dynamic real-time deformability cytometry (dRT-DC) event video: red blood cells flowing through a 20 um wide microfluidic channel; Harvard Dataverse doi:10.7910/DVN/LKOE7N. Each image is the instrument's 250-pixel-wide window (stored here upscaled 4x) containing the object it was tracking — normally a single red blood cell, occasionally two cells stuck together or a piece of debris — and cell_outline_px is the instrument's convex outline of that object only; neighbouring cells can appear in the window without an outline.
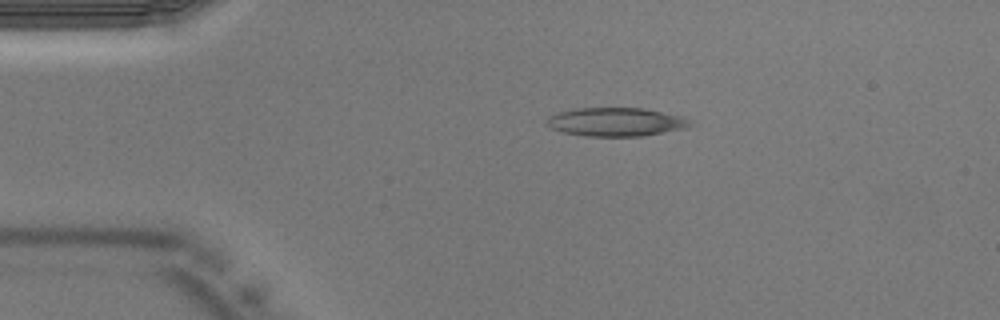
{"species": "Egyptian fruit bat (a non-hibernating species)", "species_latin": "Rousettus aegyptiacus", "temperature_condition": "warm", "stored_images_in_passage": 37, "camera_frame_rate_fps": 3000, "um_per_image_px": 0.085, "animal": {"sex": "male"}, "frame": {"image": 1, "passage_image": 6, "time_ms": 1.667, "image_size_px": [1000, 320], "cell_outline_px": [[696, 124], [684, 128], [644, 136], [584, 136], [564, 132], [552, 128], [544, 124], [548, 116], [556, 112], [576, 108], [644, 108], [684, 116]], "centroid_in_image_um": [52.36, 10.36], "position_along_channel_um": 32.6, "area_um2": 24.16}}
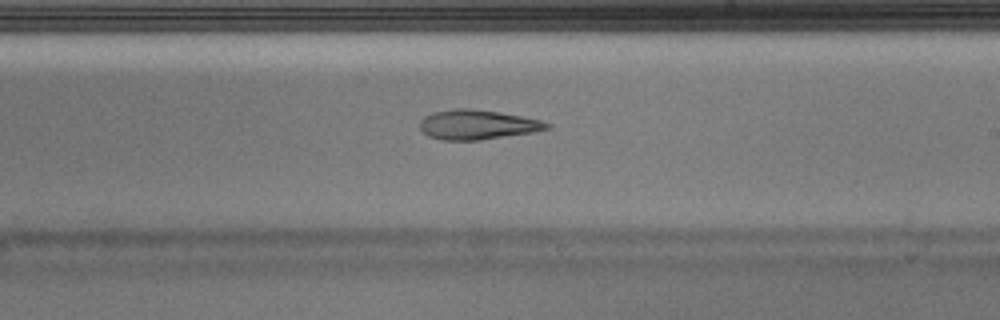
{"frame": {"image": 2, "passage_image": 22, "time_ms": 7.0, "image_size_px": [1000, 320], "cell_outline_px": [[552, 128], [532, 132], [480, 140], [444, 140], [428, 136], [420, 128], [420, 120], [424, 116], [436, 112], [456, 108], [468, 108], [496, 112], [520, 116], [540, 120], [552, 124]], "centroid_in_image_um": [40.58, 10.6], "position_along_channel_um": 248.4, "area_um2": 21.68}}
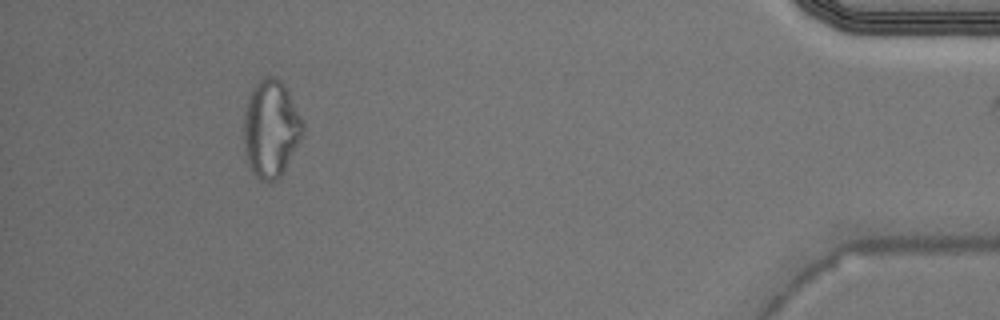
{"frame": {"image": 3, "passage_image": 36, "time_ms": 11.667, "image_size_px": [1000, 320], "cell_outline_px": [[304, 128], [284, 172], [276, 180], [260, 180], [252, 172], [244, 148], [244, 108], [248, 96], [252, 88], [264, 76], [272, 76], [280, 80], [284, 84], [304, 124]], "centroid_in_image_um": [23.0, 10.92], "position_along_channel_um": 412.2, "area_um2": 33.06}}